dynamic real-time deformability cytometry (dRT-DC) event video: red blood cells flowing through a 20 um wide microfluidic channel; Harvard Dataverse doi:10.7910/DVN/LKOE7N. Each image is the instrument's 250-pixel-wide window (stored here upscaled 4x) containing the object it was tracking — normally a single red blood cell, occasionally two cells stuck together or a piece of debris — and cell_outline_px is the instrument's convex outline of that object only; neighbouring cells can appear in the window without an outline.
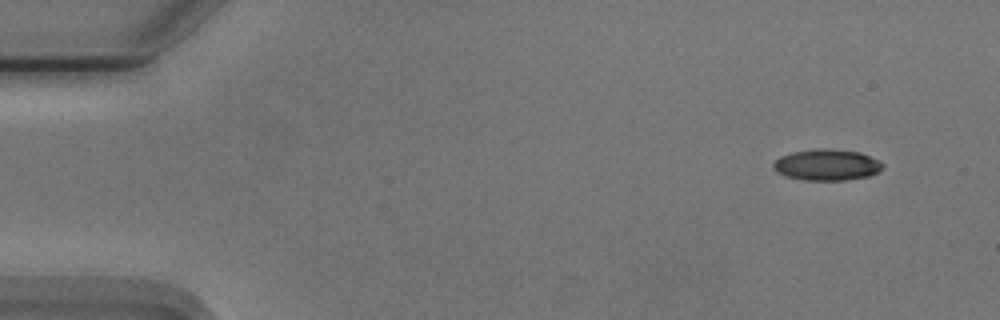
{"species": "Egyptian fruit bat (a non-hibernating species)", "species_latin": "Rousettus aegyptiacus", "temperature_condition": "cold", "stored_images_in_passage": 51, "camera_frame_rate_fps": 3000, "um_per_image_px": 0.085, "animal": {"sex": "male"}, "frame": {"image": 1, "passage_image": 1, "time_ms": 0.0, "image_size_px": [1000, 320], "cell_outline_px": [[884, 168], [868, 176], [844, 180], [804, 180], [784, 176], [776, 172], [772, 168], [772, 164], [780, 156], [792, 152], [820, 148], [860, 152], [884, 164]], "centroid_in_image_um": [70.23, 14.02], "position_along_channel_um": 14.8, "area_um2": 19.77}}
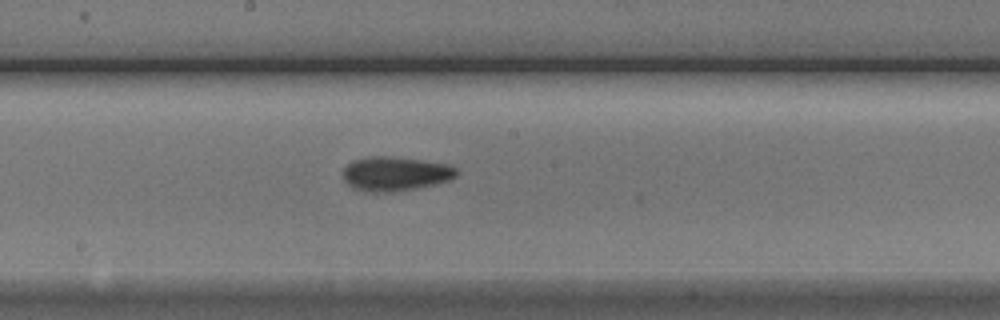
{"frame": {"image": 2, "passage_image": 26, "time_ms": 8.333, "image_size_px": [1000, 320], "cell_outline_px": [[456, 176], [448, 180], [436, 184], [416, 188], [392, 192], [364, 192], [352, 188], [344, 180], [344, 168], [352, 160], [364, 156], [388, 156], [420, 160], [448, 164], [456, 168]], "centroid_in_image_um": [33.55, 14.77], "position_along_channel_um": 214.6, "area_um2": 22.72}}
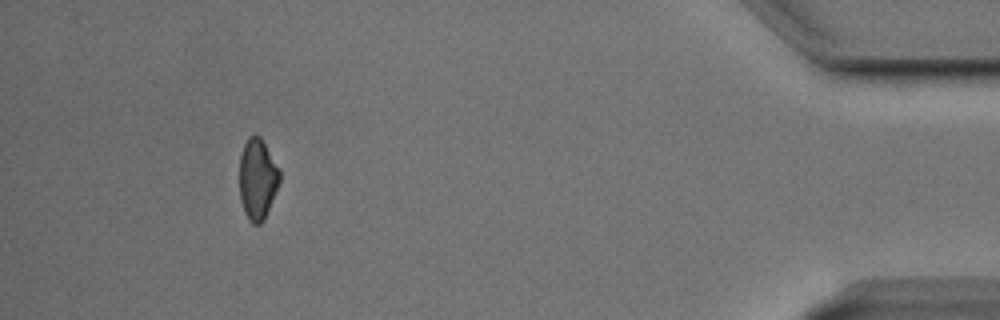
{"frame": {"image": 3, "passage_image": 47, "time_ms": 15.333, "image_size_px": [1000, 320], "cell_outline_px": [[280, 180], [264, 220], [260, 224], [252, 224], [248, 220], [244, 212], [240, 200], [240, 156], [244, 144], [248, 136], [260, 136], [280, 168]], "centroid_in_image_um": [21.89, 15.23], "position_along_channel_um": 413.3, "area_um2": 18.96}, "authors_computed_cell_mechanics": {"area_um2": 20.519, "velocity_mm_per_s": 3.7511, "shape_relaxation_time_tau1_ms": 5.3386, "shape_relaxation_time_tau2_ms": null, "deformation_change_tau1": 0.1292, "deformation_change_tau2": null}}